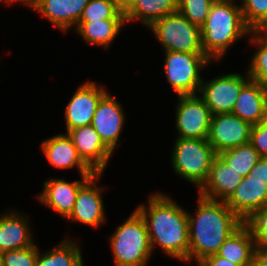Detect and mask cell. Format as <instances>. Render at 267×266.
<instances>
[{
  "instance_id": "15",
  "label": "cell",
  "mask_w": 267,
  "mask_h": 266,
  "mask_svg": "<svg viewBox=\"0 0 267 266\" xmlns=\"http://www.w3.org/2000/svg\"><path fill=\"white\" fill-rule=\"evenodd\" d=\"M92 176H81V180L68 182L64 178H51L43 183V190L37 195L38 201L64 218L72 212L79 189Z\"/></svg>"
},
{
  "instance_id": "12",
  "label": "cell",
  "mask_w": 267,
  "mask_h": 266,
  "mask_svg": "<svg viewBox=\"0 0 267 266\" xmlns=\"http://www.w3.org/2000/svg\"><path fill=\"white\" fill-rule=\"evenodd\" d=\"M107 92L105 87L97 85L94 81L82 83L66 105V131L91 125L97 105Z\"/></svg>"
},
{
  "instance_id": "18",
  "label": "cell",
  "mask_w": 267,
  "mask_h": 266,
  "mask_svg": "<svg viewBox=\"0 0 267 266\" xmlns=\"http://www.w3.org/2000/svg\"><path fill=\"white\" fill-rule=\"evenodd\" d=\"M232 113L251 126L267 119V86L249 80L240 90Z\"/></svg>"
},
{
  "instance_id": "40",
  "label": "cell",
  "mask_w": 267,
  "mask_h": 266,
  "mask_svg": "<svg viewBox=\"0 0 267 266\" xmlns=\"http://www.w3.org/2000/svg\"><path fill=\"white\" fill-rule=\"evenodd\" d=\"M77 266H84L83 260Z\"/></svg>"
},
{
  "instance_id": "39",
  "label": "cell",
  "mask_w": 267,
  "mask_h": 266,
  "mask_svg": "<svg viewBox=\"0 0 267 266\" xmlns=\"http://www.w3.org/2000/svg\"><path fill=\"white\" fill-rule=\"evenodd\" d=\"M3 3H7V5H12L14 2L23 3L27 7L34 9L35 6L41 1V0H1Z\"/></svg>"
},
{
  "instance_id": "13",
  "label": "cell",
  "mask_w": 267,
  "mask_h": 266,
  "mask_svg": "<svg viewBox=\"0 0 267 266\" xmlns=\"http://www.w3.org/2000/svg\"><path fill=\"white\" fill-rule=\"evenodd\" d=\"M115 97L108 92L100 99L91 125L102 142L114 153L124 127L125 113Z\"/></svg>"
},
{
  "instance_id": "36",
  "label": "cell",
  "mask_w": 267,
  "mask_h": 266,
  "mask_svg": "<svg viewBox=\"0 0 267 266\" xmlns=\"http://www.w3.org/2000/svg\"><path fill=\"white\" fill-rule=\"evenodd\" d=\"M253 266H267V247H255Z\"/></svg>"
},
{
  "instance_id": "38",
  "label": "cell",
  "mask_w": 267,
  "mask_h": 266,
  "mask_svg": "<svg viewBox=\"0 0 267 266\" xmlns=\"http://www.w3.org/2000/svg\"><path fill=\"white\" fill-rule=\"evenodd\" d=\"M259 38H267V18L261 22L253 31Z\"/></svg>"
},
{
  "instance_id": "4",
  "label": "cell",
  "mask_w": 267,
  "mask_h": 266,
  "mask_svg": "<svg viewBox=\"0 0 267 266\" xmlns=\"http://www.w3.org/2000/svg\"><path fill=\"white\" fill-rule=\"evenodd\" d=\"M109 239L114 266H146L153 254L146 222L136 209Z\"/></svg>"
},
{
  "instance_id": "7",
  "label": "cell",
  "mask_w": 267,
  "mask_h": 266,
  "mask_svg": "<svg viewBox=\"0 0 267 266\" xmlns=\"http://www.w3.org/2000/svg\"><path fill=\"white\" fill-rule=\"evenodd\" d=\"M148 29L154 33L165 51L204 53L201 28L192 24L180 12L154 21Z\"/></svg>"
},
{
  "instance_id": "29",
  "label": "cell",
  "mask_w": 267,
  "mask_h": 266,
  "mask_svg": "<svg viewBox=\"0 0 267 266\" xmlns=\"http://www.w3.org/2000/svg\"><path fill=\"white\" fill-rule=\"evenodd\" d=\"M241 223L253 237L255 247H267V205L250 212Z\"/></svg>"
},
{
  "instance_id": "28",
  "label": "cell",
  "mask_w": 267,
  "mask_h": 266,
  "mask_svg": "<svg viewBox=\"0 0 267 266\" xmlns=\"http://www.w3.org/2000/svg\"><path fill=\"white\" fill-rule=\"evenodd\" d=\"M106 19H125L113 0H89L79 21H99Z\"/></svg>"
},
{
  "instance_id": "3",
  "label": "cell",
  "mask_w": 267,
  "mask_h": 266,
  "mask_svg": "<svg viewBox=\"0 0 267 266\" xmlns=\"http://www.w3.org/2000/svg\"><path fill=\"white\" fill-rule=\"evenodd\" d=\"M235 0H215L201 27L202 48L210 60H221L232 44L251 34L240 4Z\"/></svg>"
},
{
  "instance_id": "34",
  "label": "cell",
  "mask_w": 267,
  "mask_h": 266,
  "mask_svg": "<svg viewBox=\"0 0 267 266\" xmlns=\"http://www.w3.org/2000/svg\"><path fill=\"white\" fill-rule=\"evenodd\" d=\"M249 175L251 179L263 180L267 184V157H261L251 168Z\"/></svg>"
},
{
  "instance_id": "26",
  "label": "cell",
  "mask_w": 267,
  "mask_h": 266,
  "mask_svg": "<svg viewBox=\"0 0 267 266\" xmlns=\"http://www.w3.org/2000/svg\"><path fill=\"white\" fill-rule=\"evenodd\" d=\"M218 155L242 177H246L261 158L250 142L220 152Z\"/></svg>"
},
{
  "instance_id": "5",
  "label": "cell",
  "mask_w": 267,
  "mask_h": 266,
  "mask_svg": "<svg viewBox=\"0 0 267 266\" xmlns=\"http://www.w3.org/2000/svg\"><path fill=\"white\" fill-rule=\"evenodd\" d=\"M173 144L170 160L174 172L193 183L198 190L206 181L212 162L218 154L207 139L177 137Z\"/></svg>"
},
{
  "instance_id": "17",
  "label": "cell",
  "mask_w": 267,
  "mask_h": 266,
  "mask_svg": "<svg viewBox=\"0 0 267 266\" xmlns=\"http://www.w3.org/2000/svg\"><path fill=\"white\" fill-rule=\"evenodd\" d=\"M224 202L243 220L250 212L267 205V184L263 180L251 179L248 174Z\"/></svg>"
},
{
  "instance_id": "35",
  "label": "cell",
  "mask_w": 267,
  "mask_h": 266,
  "mask_svg": "<svg viewBox=\"0 0 267 266\" xmlns=\"http://www.w3.org/2000/svg\"><path fill=\"white\" fill-rule=\"evenodd\" d=\"M196 266H239L217 254L207 256L201 260Z\"/></svg>"
},
{
  "instance_id": "25",
  "label": "cell",
  "mask_w": 267,
  "mask_h": 266,
  "mask_svg": "<svg viewBox=\"0 0 267 266\" xmlns=\"http://www.w3.org/2000/svg\"><path fill=\"white\" fill-rule=\"evenodd\" d=\"M79 246L77 241L64 238L51 251L42 254L38 248L36 266H77L83 260Z\"/></svg>"
},
{
  "instance_id": "22",
  "label": "cell",
  "mask_w": 267,
  "mask_h": 266,
  "mask_svg": "<svg viewBox=\"0 0 267 266\" xmlns=\"http://www.w3.org/2000/svg\"><path fill=\"white\" fill-rule=\"evenodd\" d=\"M125 19H106L99 21H79L74 28L80 34L84 42L109 49L111 43L117 37L123 26Z\"/></svg>"
},
{
  "instance_id": "11",
  "label": "cell",
  "mask_w": 267,
  "mask_h": 266,
  "mask_svg": "<svg viewBox=\"0 0 267 266\" xmlns=\"http://www.w3.org/2000/svg\"><path fill=\"white\" fill-rule=\"evenodd\" d=\"M102 173H95L78 191L74 208L66 218L93 228L100 227L106 221L105 206L102 198L104 186H98Z\"/></svg>"
},
{
  "instance_id": "33",
  "label": "cell",
  "mask_w": 267,
  "mask_h": 266,
  "mask_svg": "<svg viewBox=\"0 0 267 266\" xmlns=\"http://www.w3.org/2000/svg\"><path fill=\"white\" fill-rule=\"evenodd\" d=\"M250 143L257 150L260 157H267V119L252 126Z\"/></svg>"
},
{
  "instance_id": "2",
  "label": "cell",
  "mask_w": 267,
  "mask_h": 266,
  "mask_svg": "<svg viewBox=\"0 0 267 266\" xmlns=\"http://www.w3.org/2000/svg\"><path fill=\"white\" fill-rule=\"evenodd\" d=\"M196 214H188L189 263L196 265L207 256L217 254L221 245L242 223L224 202L198 195Z\"/></svg>"
},
{
  "instance_id": "14",
  "label": "cell",
  "mask_w": 267,
  "mask_h": 266,
  "mask_svg": "<svg viewBox=\"0 0 267 266\" xmlns=\"http://www.w3.org/2000/svg\"><path fill=\"white\" fill-rule=\"evenodd\" d=\"M66 133L71 138L82 160L95 173L103 174L113 152L102 142L93 126L77 127Z\"/></svg>"
},
{
  "instance_id": "27",
  "label": "cell",
  "mask_w": 267,
  "mask_h": 266,
  "mask_svg": "<svg viewBox=\"0 0 267 266\" xmlns=\"http://www.w3.org/2000/svg\"><path fill=\"white\" fill-rule=\"evenodd\" d=\"M249 37L250 43L258 47L247 68L248 76L251 80L267 86V38H259L253 32Z\"/></svg>"
},
{
  "instance_id": "21",
  "label": "cell",
  "mask_w": 267,
  "mask_h": 266,
  "mask_svg": "<svg viewBox=\"0 0 267 266\" xmlns=\"http://www.w3.org/2000/svg\"><path fill=\"white\" fill-rule=\"evenodd\" d=\"M89 0H41L34 8L64 33L76 27Z\"/></svg>"
},
{
  "instance_id": "9",
  "label": "cell",
  "mask_w": 267,
  "mask_h": 266,
  "mask_svg": "<svg viewBox=\"0 0 267 266\" xmlns=\"http://www.w3.org/2000/svg\"><path fill=\"white\" fill-rule=\"evenodd\" d=\"M175 128L179 138L207 139L212 113L198 95L177 97Z\"/></svg>"
},
{
  "instance_id": "20",
  "label": "cell",
  "mask_w": 267,
  "mask_h": 266,
  "mask_svg": "<svg viewBox=\"0 0 267 266\" xmlns=\"http://www.w3.org/2000/svg\"><path fill=\"white\" fill-rule=\"evenodd\" d=\"M16 210L0 215V253L34 245L28 217Z\"/></svg>"
},
{
  "instance_id": "8",
  "label": "cell",
  "mask_w": 267,
  "mask_h": 266,
  "mask_svg": "<svg viewBox=\"0 0 267 266\" xmlns=\"http://www.w3.org/2000/svg\"><path fill=\"white\" fill-rule=\"evenodd\" d=\"M250 80L248 73H228L202 82L198 95L212 115L232 113L241 88Z\"/></svg>"
},
{
  "instance_id": "10",
  "label": "cell",
  "mask_w": 267,
  "mask_h": 266,
  "mask_svg": "<svg viewBox=\"0 0 267 266\" xmlns=\"http://www.w3.org/2000/svg\"><path fill=\"white\" fill-rule=\"evenodd\" d=\"M252 126L233 113L212 115L208 143L217 154L250 142Z\"/></svg>"
},
{
  "instance_id": "19",
  "label": "cell",
  "mask_w": 267,
  "mask_h": 266,
  "mask_svg": "<svg viewBox=\"0 0 267 266\" xmlns=\"http://www.w3.org/2000/svg\"><path fill=\"white\" fill-rule=\"evenodd\" d=\"M242 179L239 173L217 155L212 162L206 181L198 189V194L207 199L225 201Z\"/></svg>"
},
{
  "instance_id": "30",
  "label": "cell",
  "mask_w": 267,
  "mask_h": 266,
  "mask_svg": "<svg viewBox=\"0 0 267 266\" xmlns=\"http://www.w3.org/2000/svg\"><path fill=\"white\" fill-rule=\"evenodd\" d=\"M214 1L215 0H178V12L192 24L201 28L205 24Z\"/></svg>"
},
{
  "instance_id": "32",
  "label": "cell",
  "mask_w": 267,
  "mask_h": 266,
  "mask_svg": "<svg viewBox=\"0 0 267 266\" xmlns=\"http://www.w3.org/2000/svg\"><path fill=\"white\" fill-rule=\"evenodd\" d=\"M38 246L36 244L0 253L2 266H36Z\"/></svg>"
},
{
  "instance_id": "31",
  "label": "cell",
  "mask_w": 267,
  "mask_h": 266,
  "mask_svg": "<svg viewBox=\"0 0 267 266\" xmlns=\"http://www.w3.org/2000/svg\"><path fill=\"white\" fill-rule=\"evenodd\" d=\"M246 26L253 31L267 18V0H240Z\"/></svg>"
},
{
  "instance_id": "6",
  "label": "cell",
  "mask_w": 267,
  "mask_h": 266,
  "mask_svg": "<svg viewBox=\"0 0 267 266\" xmlns=\"http://www.w3.org/2000/svg\"><path fill=\"white\" fill-rule=\"evenodd\" d=\"M164 54V73L177 96L198 94L204 81L200 71L212 61L204 53L165 51Z\"/></svg>"
},
{
  "instance_id": "24",
  "label": "cell",
  "mask_w": 267,
  "mask_h": 266,
  "mask_svg": "<svg viewBox=\"0 0 267 266\" xmlns=\"http://www.w3.org/2000/svg\"><path fill=\"white\" fill-rule=\"evenodd\" d=\"M178 12V0H137L124 14L126 23L139 20L145 27L154 21Z\"/></svg>"
},
{
  "instance_id": "16",
  "label": "cell",
  "mask_w": 267,
  "mask_h": 266,
  "mask_svg": "<svg viewBox=\"0 0 267 266\" xmlns=\"http://www.w3.org/2000/svg\"><path fill=\"white\" fill-rule=\"evenodd\" d=\"M41 150L48 163L56 169L77 166L80 176H93L95 172L82 160L67 133L56 134L41 143Z\"/></svg>"
},
{
  "instance_id": "23",
  "label": "cell",
  "mask_w": 267,
  "mask_h": 266,
  "mask_svg": "<svg viewBox=\"0 0 267 266\" xmlns=\"http://www.w3.org/2000/svg\"><path fill=\"white\" fill-rule=\"evenodd\" d=\"M255 242L241 224L221 245L217 255L239 266H253Z\"/></svg>"
},
{
  "instance_id": "1",
  "label": "cell",
  "mask_w": 267,
  "mask_h": 266,
  "mask_svg": "<svg viewBox=\"0 0 267 266\" xmlns=\"http://www.w3.org/2000/svg\"><path fill=\"white\" fill-rule=\"evenodd\" d=\"M147 201L135 209L146 222L152 252L158 245L164 254L189 263L188 211L160 192Z\"/></svg>"
},
{
  "instance_id": "37",
  "label": "cell",
  "mask_w": 267,
  "mask_h": 266,
  "mask_svg": "<svg viewBox=\"0 0 267 266\" xmlns=\"http://www.w3.org/2000/svg\"><path fill=\"white\" fill-rule=\"evenodd\" d=\"M116 7L122 12L126 13L137 0H113Z\"/></svg>"
}]
</instances>
